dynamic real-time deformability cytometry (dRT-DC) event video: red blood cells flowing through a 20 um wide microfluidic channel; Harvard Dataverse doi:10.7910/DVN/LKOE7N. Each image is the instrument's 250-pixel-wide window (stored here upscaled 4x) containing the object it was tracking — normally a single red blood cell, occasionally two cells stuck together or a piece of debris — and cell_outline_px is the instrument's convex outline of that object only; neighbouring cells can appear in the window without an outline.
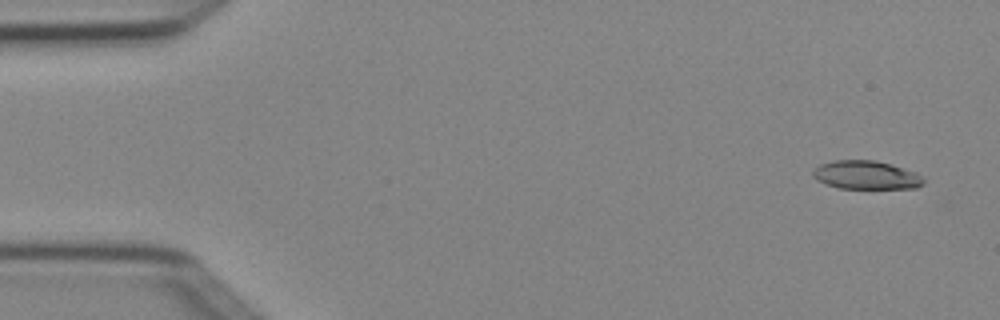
{"species": "Egyptian fruit bat (a non-hibernating species)", "species_latin": "Rousettus aegyptiacus", "temperature_condition": "cold", "stored_images_in_passage": 4, "camera_frame_rate_fps": 3000, "um_per_image_px": 0.085, "animal": {"sex": "female"}, "frame": {"image": 1, "passage_image": 1, "time_ms": 0.0, "image_size_px": [1000, 320], "cell_outline_px": [[924, 184], [916, 188], [840, 188], [824, 184], [816, 180], [812, 176], [812, 172], [820, 164], [836, 160], [876, 160], [892, 164], [916, 172], [924, 176]], "centroid_in_image_um": [73.64, 14.88], "position_along_channel_um": 11.4, "area_um2": 18.55}}
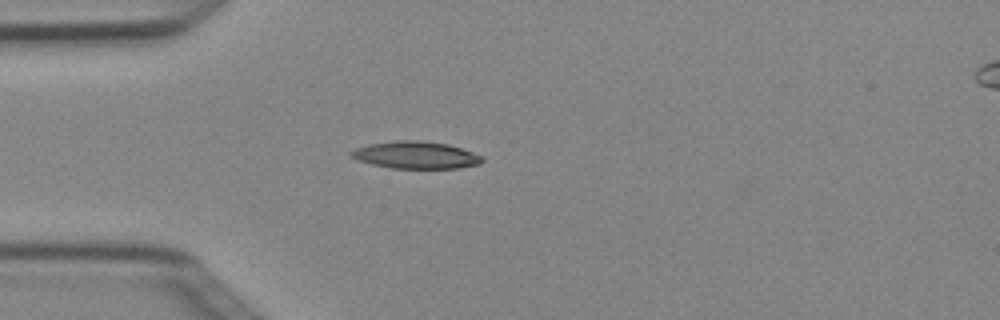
{"frame": {"image": 2, "passage_image": 4, "time_ms": 1.0, "image_size_px": [1000, 320], "cell_outline_px": [[484, 160], [480, 164], [460, 168], [392, 168], [372, 164], [348, 156], [348, 152], [356, 148], [368, 144], [396, 140], [424, 140], [448, 144], [472, 152], [480, 156]], "centroid_in_image_um": [35.32, 13.17], "position_along_channel_um": 49.7, "area_um2": 20.81}}